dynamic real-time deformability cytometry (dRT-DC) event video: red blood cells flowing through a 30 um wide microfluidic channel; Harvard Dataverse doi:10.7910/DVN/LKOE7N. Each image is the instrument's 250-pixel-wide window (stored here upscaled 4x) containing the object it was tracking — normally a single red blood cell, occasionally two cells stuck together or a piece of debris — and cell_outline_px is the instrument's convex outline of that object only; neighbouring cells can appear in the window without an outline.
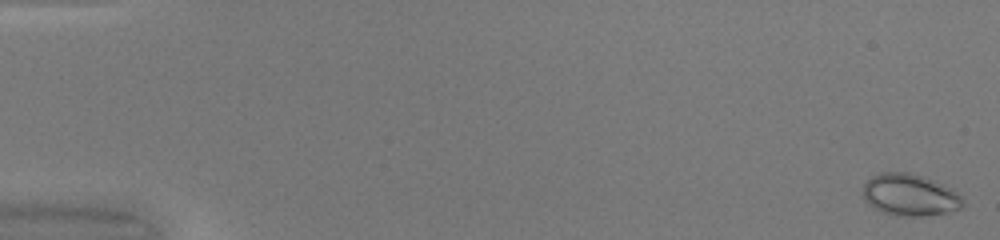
{"species": "common noctule bat (a hibernating species)", "species_latin": "Nyctalus noctula", "temperature_condition": "warm", "stored_images_in_passage": 50, "camera_frame_rate_fps": 3000, "um_per_image_px": 0.085, "animal": {"sex": "female", "body_mass_g": 20.0, "forearm_length_mm": 54.0}, "frame": {"image": 1, "passage_image": 1, "time_ms": 0.0, "image_size_px": [1000, 240], "cell_outline_px": [[964, 204], [960, 208], [948, 212], [920, 216], [896, 216], [872, 208], [864, 200], [864, 184], [872, 176], [880, 172], [908, 172], [932, 180], [956, 192], [964, 200]], "centroid_in_image_um": [77.3, 16.58], "position_along_channel_um": 7.7, "area_um2": 24.1}}
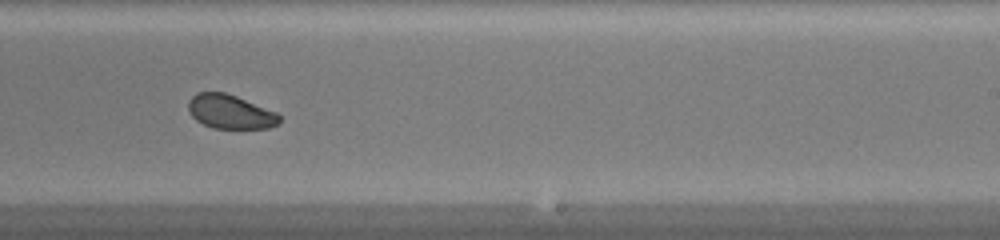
{"frame": {"image": 2, "passage_image": 32, "time_ms": 10.333, "image_size_px": [1000, 240], "cell_outline_px": [[280, 124], [268, 128], [212, 128], [196, 120], [192, 116], [188, 108], [188, 100], [196, 92], [224, 92], [236, 96], [276, 112], [280, 116]], "centroid_in_image_um": [19.56, 9.5], "position_along_channel_um": 269.4, "area_um2": 18.03}}
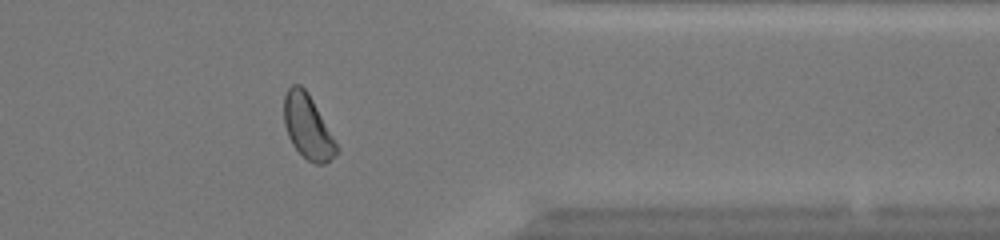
{"frame": {"image": 3, "passage_image": 41, "time_ms": 13.333, "image_size_px": [1000, 240], "cell_outline_px": [[340, 152], [324, 164], [316, 164], [308, 160], [292, 144], [288, 136], [284, 124], [284, 96], [288, 88], [292, 84], [300, 84], [308, 92], [340, 148]], "centroid_in_image_um": [26.17, 10.78], "position_along_channel_um": 385.2, "area_um2": 19.65}, "authors_computed_cell_mechanics": {"area_um2": 20.6346, "velocity_mm_per_s": 4.2118, "shape_relaxation_time_tau1_ms": 4.3646, "shape_relaxation_time_tau2_ms": 1.6357, "deformation_change_tau1": 0.077, "deformation_change_tau2": 0.0382}}